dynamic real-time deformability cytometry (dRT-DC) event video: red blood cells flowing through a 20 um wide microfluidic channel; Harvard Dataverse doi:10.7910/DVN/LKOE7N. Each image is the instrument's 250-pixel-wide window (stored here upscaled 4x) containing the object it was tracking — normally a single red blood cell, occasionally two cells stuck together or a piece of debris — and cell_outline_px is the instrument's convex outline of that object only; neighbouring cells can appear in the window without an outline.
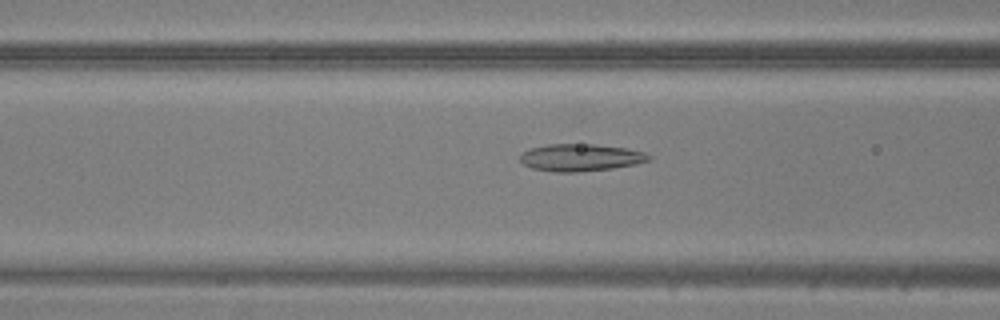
{"species": "common noctule bat (a hibernating species)", "species_latin": "Nyctalus noctula", "temperature_condition": "warm", "stored_images_in_passage": 48, "camera_frame_rate_fps": 3000, "um_per_image_px": 0.085, "animal": {"sex": "male", "body_mass_g": 20.5, "forearm_length_mm": 52.5}, "frame": {"image": 1, "passage_image": 19, "time_ms": 6.0, "image_size_px": [1000, 320], "cell_outline_px": [[652, 160], [636, 164], [612, 168], [580, 172], [556, 172], [532, 168], [524, 164], [520, 160], [520, 156], [524, 152], [532, 148], [548, 144], [592, 144], [624, 148], [644, 152], [652, 156]], "centroid_in_image_um": [49.38, 13.39], "position_along_channel_um": 117.2, "area_um2": 20.29}}
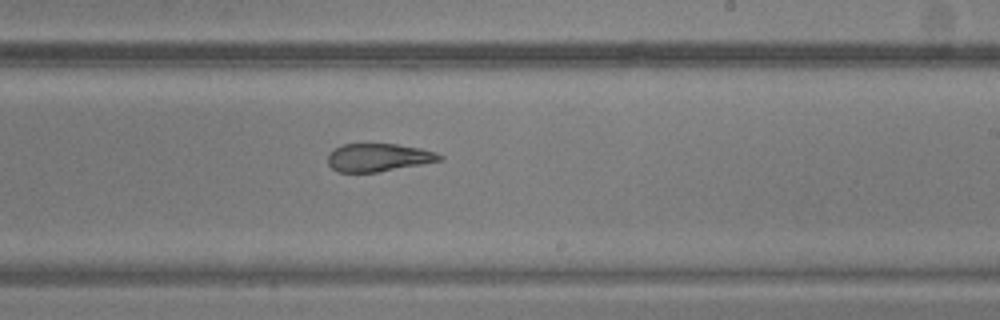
{"frame": {"image": 2, "passage_image": 29, "time_ms": 9.333, "image_size_px": [1000, 320], "cell_outline_px": [[444, 160], [376, 172], [336, 172], [328, 164], [328, 152], [344, 144], [396, 144], [420, 148], [436, 152], [444, 156]], "centroid_in_image_um": [32.17, 13.38], "position_along_channel_um": 256.8, "area_um2": 18.21}}
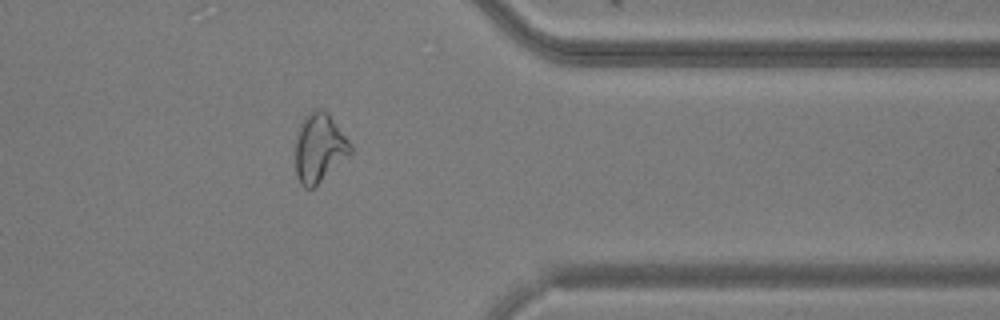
{"frame": {"image": 3, "passage_image": 39, "time_ms": 12.667, "image_size_px": [1000, 320], "cell_outline_px": [[352, 152], [312, 188], [304, 188], [300, 184], [296, 176], [296, 140], [304, 116], [312, 108], [320, 108], [328, 112], [348, 140], [352, 148]], "centroid_in_image_um": [27.12, 12.54], "position_along_channel_um": 384.3, "area_um2": 21.73}}